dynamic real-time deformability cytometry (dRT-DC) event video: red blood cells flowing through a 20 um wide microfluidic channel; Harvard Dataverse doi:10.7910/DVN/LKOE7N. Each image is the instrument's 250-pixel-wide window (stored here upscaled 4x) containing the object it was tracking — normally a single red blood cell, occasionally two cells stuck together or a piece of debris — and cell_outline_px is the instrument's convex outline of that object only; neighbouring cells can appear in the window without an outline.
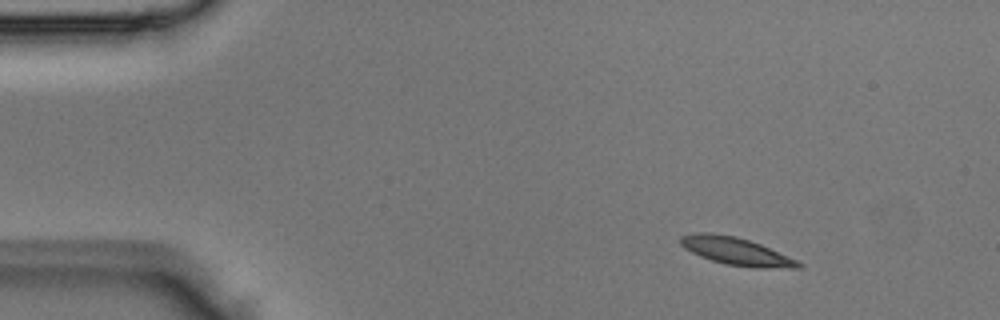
{"species": "Egyptian fruit bat (a non-hibernating species)", "species_latin": "Rousettus aegyptiacus", "temperature_condition": "room temperature", "stored_images_in_passage": 3, "camera_frame_rate_fps": 3000, "um_per_image_px": 0.085, "animal": {"sex": "male"}, "frame": {"image": 1, "passage_image": 1, "time_ms": 0.0, "image_size_px": [1000, 320], "cell_outline_px": [[804, 264], [800, 268], [756, 268], [724, 264], [700, 256], [684, 248], [680, 244], [680, 236], [696, 232], [712, 232], [736, 236], [760, 244], [788, 256]], "centroid_in_image_um": [62.56, 21.35], "position_along_channel_um": 22.4, "area_um2": 19.02}}
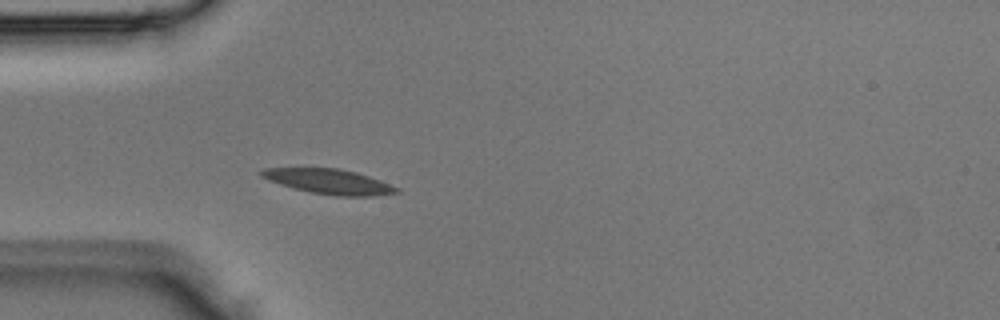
{"frame": {"image": 2, "passage_image": 3, "time_ms": 0.667, "image_size_px": [1000, 320], "cell_outline_px": [[400, 192], [372, 196], [336, 196], [312, 192], [280, 184], [268, 180], [260, 176], [260, 172], [264, 168], [336, 168], [356, 172], [380, 180], [400, 188]], "centroid_in_image_um": [27.99, 15.43], "position_along_channel_um": 57.0, "area_um2": 19.42}}